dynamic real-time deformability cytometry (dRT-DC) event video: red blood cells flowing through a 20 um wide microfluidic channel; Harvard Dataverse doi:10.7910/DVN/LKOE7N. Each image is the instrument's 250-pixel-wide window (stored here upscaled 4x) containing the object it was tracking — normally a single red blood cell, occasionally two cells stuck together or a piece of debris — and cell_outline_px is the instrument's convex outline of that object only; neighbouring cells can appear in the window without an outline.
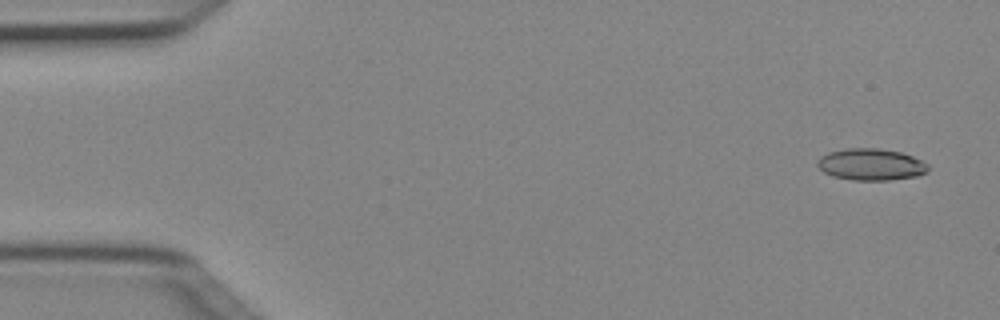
{"species": "Egyptian fruit bat (a non-hibernating species)", "species_latin": "Rousettus aegyptiacus", "temperature_condition": "cold", "stored_images_in_passage": 6, "camera_frame_rate_fps": 3000, "um_per_image_px": 0.085, "animal": {"sex": "female"}, "frame": {"image": 1, "passage_image": 1, "time_ms": 0.0, "image_size_px": [1000, 320], "cell_outline_px": [[928, 168], [924, 172], [916, 176], [888, 180], [852, 180], [832, 176], [824, 172], [816, 164], [816, 160], [820, 156], [828, 152], [848, 148], [880, 148], [900, 152], [912, 156], [928, 164]], "centroid_in_image_um": [73.98, 13.97], "position_along_channel_um": 11.0, "area_um2": 20.4}}
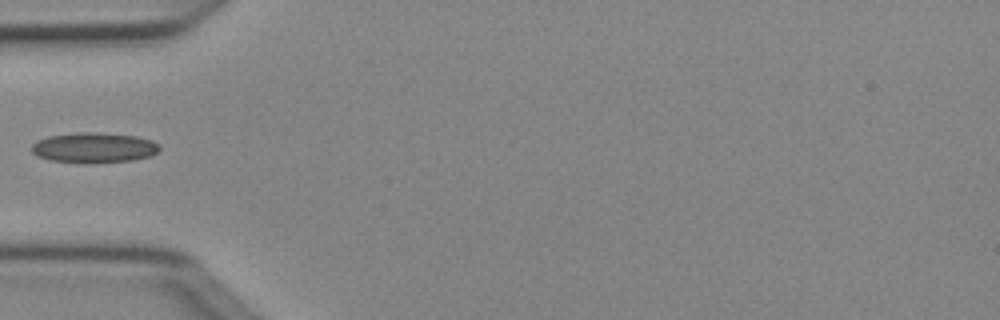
{"frame": {"image": 2, "passage_image": 5, "time_ms": 1.333, "image_size_px": [1000, 320], "cell_outline_px": [[160, 148], [156, 152], [148, 156], [132, 160], [84, 164], [48, 160], [36, 156], [32, 152], [32, 144], [36, 140], [48, 136], [76, 132], [92, 132], [136, 136], [152, 140]], "centroid_in_image_um": [7.91, 12.56], "position_along_channel_um": 77.1, "area_um2": 22.66}}
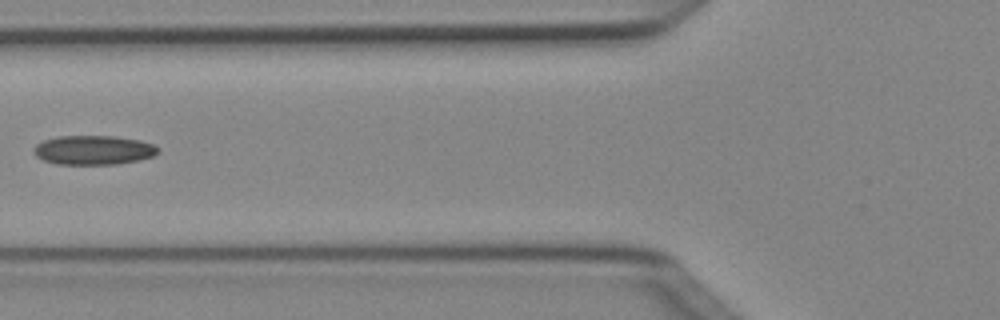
{"frame": {"image": 3, "passage_image": 6, "time_ms": 1.667, "image_size_px": [1000, 320], "cell_outline_px": [[160, 152], [152, 156], [136, 160], [116, 164], [56, 164], [44, 160], [36, 156], [32, 152], [32, 148], [36, 144], [44, 140], [56, 136], [116, 136], [140, 140], [152, 144], [160, 148]], "centroid_in_image_um": [7.92, 12.75], "position_along_channel_um": 117.9, "area_um2": 21.27}}